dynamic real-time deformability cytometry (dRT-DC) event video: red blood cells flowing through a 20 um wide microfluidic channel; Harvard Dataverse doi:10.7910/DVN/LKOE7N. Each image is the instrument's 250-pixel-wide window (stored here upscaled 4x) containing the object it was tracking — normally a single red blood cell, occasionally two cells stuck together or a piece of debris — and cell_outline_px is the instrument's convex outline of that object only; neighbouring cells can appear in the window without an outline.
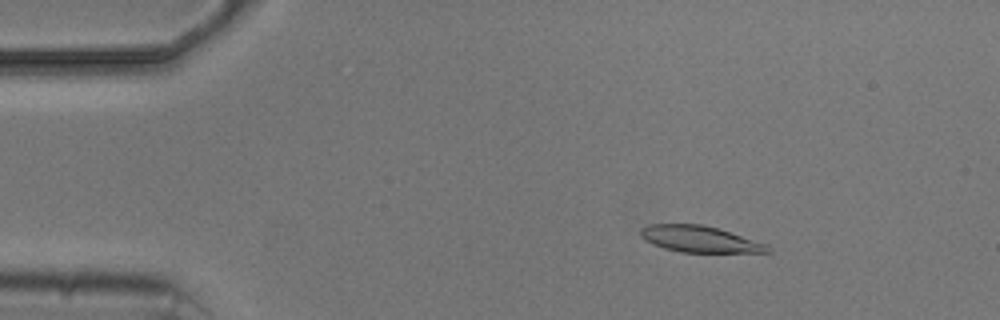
{"species": "common noctule bat (a hibernating species)", "species_latin": "Nyctalus noctula", "temperature_condition": "cold", "stored_images_in_passage": 3, "camera_frame_rate_fps": 3000, "um_per_image_px": 0.085, "animal": {"sex": "male", "body_mass_g": 20.5, "forearm_length_mm": 52.5}, "frame": {"image": 1, "passage_image": 1, "time_ms": 0.0, "image_size_px": [1000, 320], "cell_outline_px": [[772, 252], [680, 252], [664, 248], [652, 244], [644, 240], [640, 236], [640, 228], [648, 224], [700, 224], [716, 228], [768, 244], [772, 248]], "centroid_in_image_um": [59.45, 20.33], "position_along_channel_um": 25.6, "area_um2": 19.48}}